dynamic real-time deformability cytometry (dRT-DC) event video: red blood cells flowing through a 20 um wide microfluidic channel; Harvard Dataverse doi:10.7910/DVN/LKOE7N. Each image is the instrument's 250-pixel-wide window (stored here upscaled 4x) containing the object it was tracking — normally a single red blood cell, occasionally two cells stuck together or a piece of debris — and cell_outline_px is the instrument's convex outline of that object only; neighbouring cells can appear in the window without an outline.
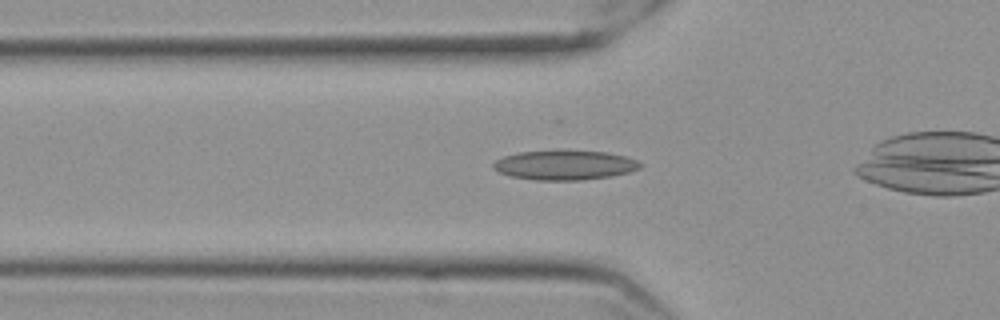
{"species": "Egyptian fruit bat (a non-hibernating species)", "species_latin": "Rousettus aegyptiacus", "temperature_condition": "cold", "stored_images_in_passage": 44, "camera_frame_rate_fps": 3000, "um_per_image_px": 0.085, "frame": {"image": 1, "passage_image": 12, "time_ms": 3.667, "image_size_px": [1000, 320], "cell_outline_px": [[644, 164], [640, 168], [628, 172], [612, 176], [580, 180], [536, 180], [512, 176], [500, 172], [492, 168], [492, 164], [496, 160], [504, 156], [516, 152], [560, 148], [608, 152], [624, 156], [636, 160]], "centroid_in_image_um": [47.99, 13.99], "position_along_channel_um": 77.8, "area_um2": 26.07}}
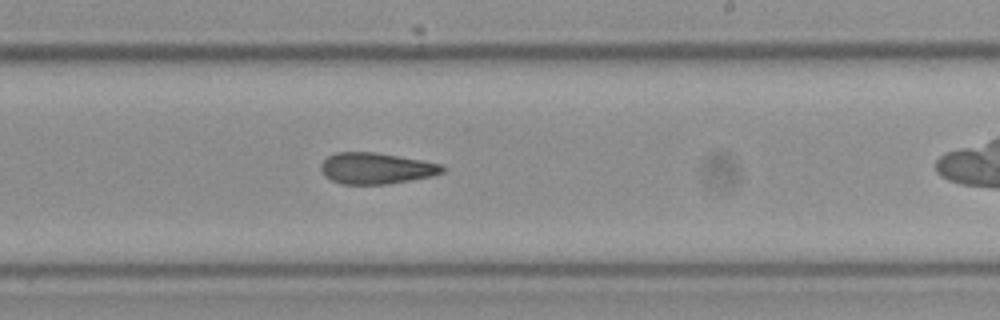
{"frame": {"image": 2, "passage_image": 27, "time_ms": 8.667, "image_size_px": [1000, 320], "cell_outline_px": [[444, 172], [432, 176], [388, 184], [340, 184], [324, 176], [320, 168], [320, 164], [328, 156], [336, 152], [372, 152], [444, 164]], "centroid_in_image_um": [31.95, 14.31], "position_along_channel_um": 257.0, "area_um2": 22.02}}
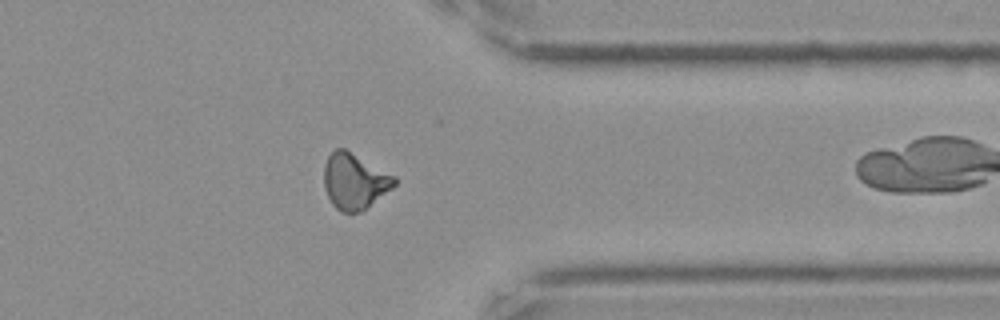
{"frame": {"image": 3, "passage_image": 38, "time_ms": 12.333, "image_size_px": [1000, 320], "cell_outline_px": [[396, 184], [392, 188], [360, 212], [340, 212], [332, 204], [324, 188], [324, 164], [328, 156], [336, 148], [344, 148], [396, 176]], "centroid_in_image_um": [30.12, 15.4], "position_along_channel_um": 381.3, "area_um2": 22.77}, "authors_computed_cell_mechanics": {"area_um2": 22.6865, "velocity_mm_per_s": 3.5617, "shape_relaxation_time_tau1_ms": null, "shape_relaxation_time_tau2_ms": 4.3624, "deformation_change_tau1": null, "deformation_change_tau2": 0.1295}}